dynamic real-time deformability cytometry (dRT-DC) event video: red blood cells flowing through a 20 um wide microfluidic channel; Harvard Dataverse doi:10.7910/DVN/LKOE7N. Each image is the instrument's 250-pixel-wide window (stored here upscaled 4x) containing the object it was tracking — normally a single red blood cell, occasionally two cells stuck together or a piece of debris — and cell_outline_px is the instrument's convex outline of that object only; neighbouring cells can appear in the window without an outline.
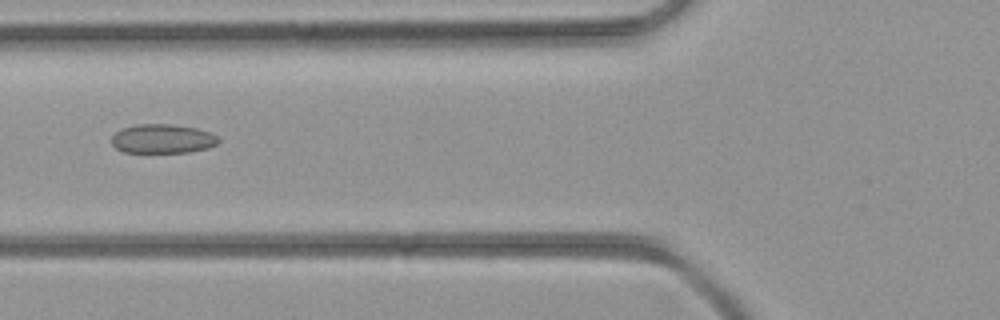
{"species": "common noctule bat (a hibernating species)", "species_latin": "Nyctalus noctula", "temperature_condition": "room temperature", "stored_images_in_passage": 38, "camera_frame_rate_fps": 3000, "um_per_image_px": 0.085, "animal": {"sex": "female", "body_mass_g": 21.9}, "frame": {"image": 1, "passage_image": 12, "time_ms": 3.667, "image_size_px": [1000, 320], "cell_outline_px": [[220, 140], [216, 144], [208, 148], [188, 152], [124, 152], [116, 148], [112, 144], [112, 136], [120, 128], [136, 124], [172, 124], [196, 128], [212, 132]], "centroid_in_image_um": [13.81, 11.78], "position_along_channel_um": 112.0, "area_um2": 18.21}}
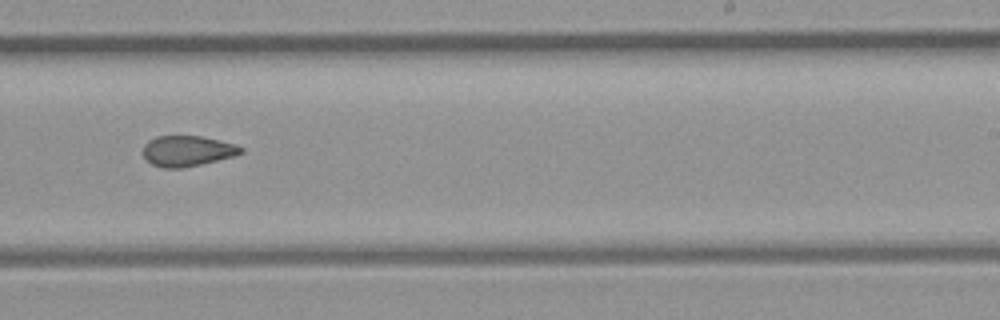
{"frame": {"image": 2, "passage_image": 22, "time_ms": 7.0, "image_size_px": [1000, 320], "cell_outline_px": [[244, 152], [232, 156], [200, 164], [180, 168], [164, 168], [152, 164], [144, 156], [144, 144], [148, 140], [156, 136], [200, 136], [236, 144], [244, 148]], "centroid_in_image_um": [15.92, 12.82], "position_along_channel_um": 273.1, "area_um2": 17.22}}
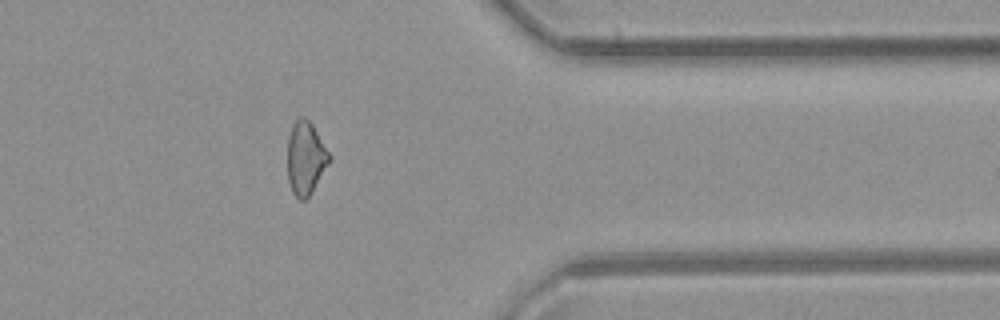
{"frame": {"image": 3, "passage_image": 30, "time_ms": 9.667, "image_size_px": [1000, 320], "cell_outline_px": [[332, 160], [312, 192], [304, 200], [300, 200], [292, 192], [288, 180], [288, 136], [292, 124], [300, 116], [304, 116], [312, 124], [332, 156]], "centroid_in_image_um": [26.0, 13.43], "position_along_channel_um": 385.4, "area_um2": 18.03}}